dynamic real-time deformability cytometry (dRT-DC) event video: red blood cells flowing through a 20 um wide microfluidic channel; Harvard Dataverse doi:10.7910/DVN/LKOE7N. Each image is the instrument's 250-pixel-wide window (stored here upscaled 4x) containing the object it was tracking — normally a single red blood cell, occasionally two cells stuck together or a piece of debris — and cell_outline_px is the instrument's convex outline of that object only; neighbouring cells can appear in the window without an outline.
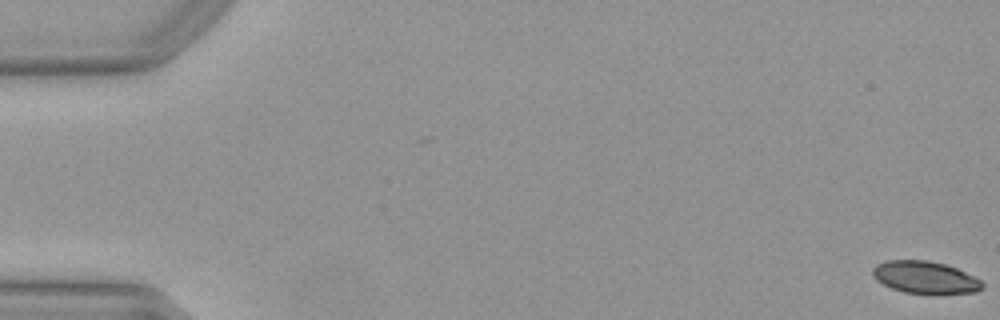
{"species": "Egyptian fruit bat (a non-hibernating species)", "species_latin": "Rousettus aegyptiacus", "temperature_condition": "warm", "stored_images_in_passage": 53, "camera_frame_rate_fps": 3000, "um_per_image_px": 0.085, "animal": {"sex": "female"}, "frame": {"image": 1, "passage_image": 1, "time_ms": 0.0, "image_size_px": [1000, 320], "cell_outline_px": [[984, 288], [976, 292], [904, 292], [892, 288], [876, 280], [872, 272], [872, 268], [876, 264], [884, 260], [928, 260], [944, 264], [956, 268], [980, 280], [984, 284]], "centroid_in_image_um": [78.59, 23.54], "position_along_channel_um": 6.4, "area_um2": 20.11}}
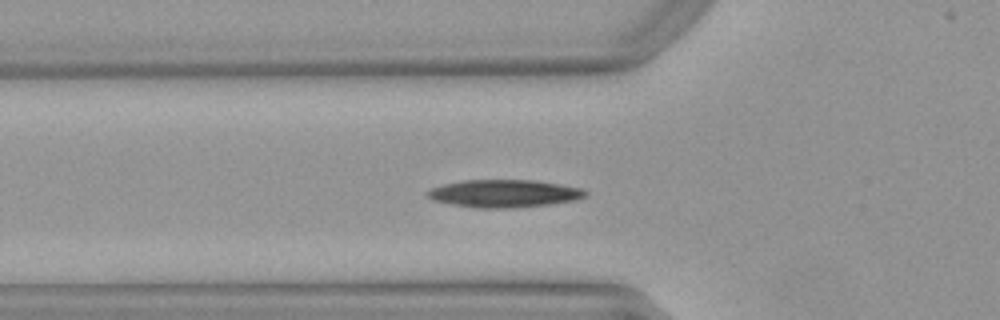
{"frame": {"image": 2, "passage_image": 19, "time_ms": 6.0, "image_size_px": [1000, 320], "cell_outline_px": [[588, 192], [584, 196], [576, 200], [548, 204], [516, 208], [476, 208], [452, 204], [432, 200], [424, 192], [432, 188], [444, 184], [464, 180], [532, 180], [580, 188]], "centroid_in_image_um": [42.8, 16.45], "position_along_channel_um": 83.0, "area_um2": 25.26}}
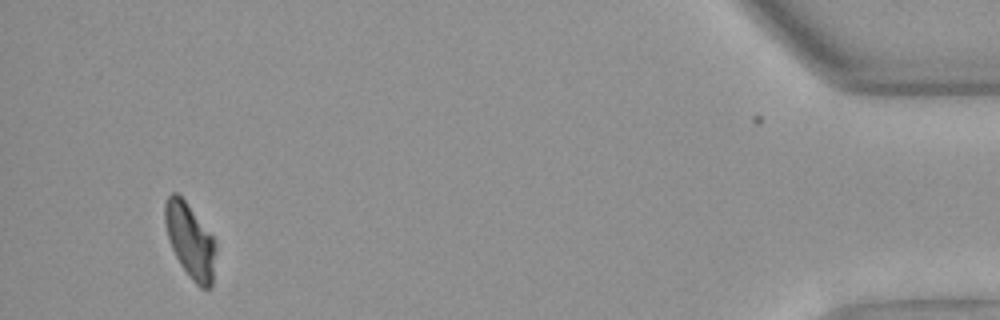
{"frame": {"image": 3, "passage_image": 50, "time_ms": 16.333, "image_size_px": [1000, 320], "cell_outline_px": [[216, 252], [212, 288], [200, 288], [192, 280], [180, 264], [172, 248], [168, 236], [164, 220], [164, 204], [168, 196], [172, 192], [176, 192], [184, 200], [216, 240]], "centroid_in_image_um": [16.18, 20.48], "position_along_channel_um": 419.0, "area_um2": 22.02}, "authors_computed_cell_mechanics": {"area_um2": 24.0448, "velocity_mm_per_s": 3.9619, "shape_relaxation_time_tau1_ms": 11.1939, "shape_relaxation_time_tau2_ms": null, "deformation_change_tau1": 0.233, "deformation_change_tau2": null}}